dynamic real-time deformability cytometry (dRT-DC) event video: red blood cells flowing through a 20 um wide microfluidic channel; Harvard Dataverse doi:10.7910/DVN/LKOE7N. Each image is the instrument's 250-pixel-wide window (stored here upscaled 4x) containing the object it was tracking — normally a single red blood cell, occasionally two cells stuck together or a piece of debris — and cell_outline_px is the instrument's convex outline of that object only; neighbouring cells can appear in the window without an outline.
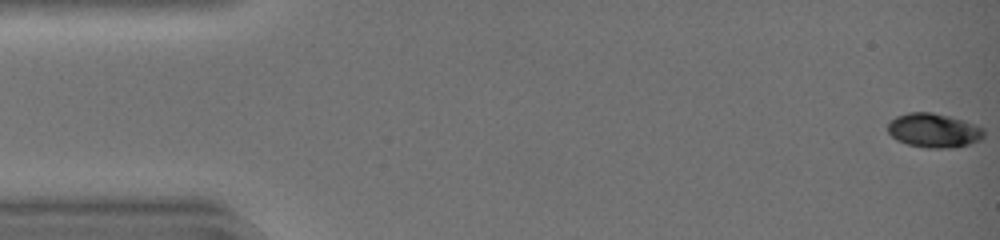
{"species": "common noctule bat (a hibernating species)", "species_latin": "Nyctalus noctula", "temperature_condition": "warm", "stored_images_in_passage": 44, "camera_frame_rate_fps": 3000, "um_per_image_px": 0.085, "animal": {"sex": "female", "body_mass_g": 19.0, "forearm_length_mm": 51.5}, "frame": {"image": 1, "passage_image": 1, "time_ms": 0.0, "image_size_px": [1000, 240], "cell_outline_px": [[984, 136], [980, 140], [968, 144], [952, 148], [928, 148], [908, 144], [896, 140], [888, 132], [888, 124], [896, 116], [908, 112], [932, 112], [964, 120], [984, 128]], "centroid_in_image_um": [79.38, 11.08], "position_along_channel_um": 5.6, "area_um2": 19.13}}
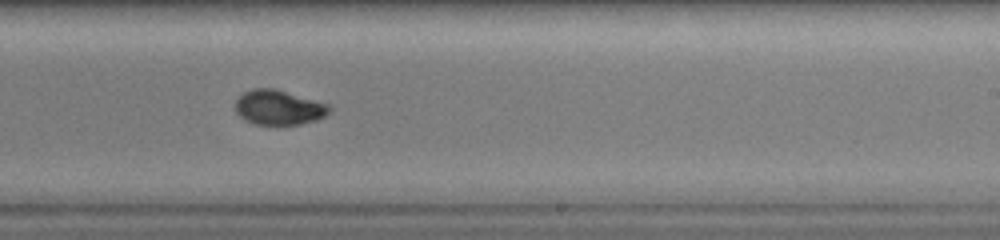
{"frame": {"image": 2, "passage_image": 28, "time_ms": 9.0, "image_size_px": [1000, 240], "cell_outline_px": [[332, 108], [324, 116], [316, 120], [300, 124], [252, 124], [244, 120], [236, 112], [236, 100], [244, 92], [252, 88], [276, 88], [332, 104]], "centroid_in_image_um": [23.72, 9.11], "position_along_channel_um": 265.3, "area_um2": 19.31}}
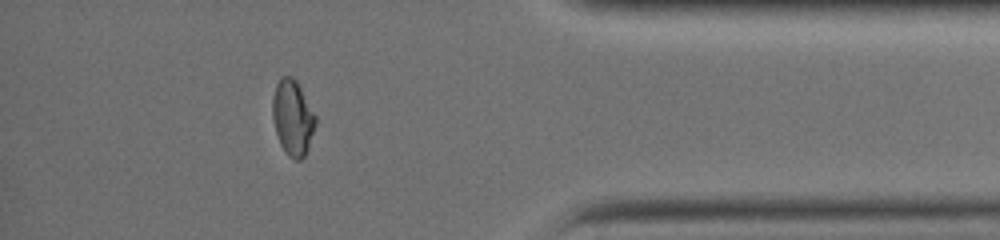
{"frame": {"image": 3, "passage_image": 39, "time_ms": 12.667, "image_size_px": [1000, 240], "cell_outline_px": [[316, 124], [308, 148], [304, 156], [300, 160], [296, 160], [288, 156], [284, 152], [280, 144], [276, 132], [272, 116], [272, 96], [276, 84], [284, 76], [292, 76], [296, 80], [316, 116]], "centroid_in_image_um": [24.87, 10.02], "position_along_channel_um": 410.3, "area_um2": 18.84}, "authors_computed_cell_mechanics": {"area_um2": 19.3919, "velocity_mm_per_s": 4.4614, "shape_relaxation_time_tau1_ms": 5.8537, "shape_relaxation_time_tau2_ms": null, "deformation_change_tau1": 0.2442, "deformation_change_tau2": null}}